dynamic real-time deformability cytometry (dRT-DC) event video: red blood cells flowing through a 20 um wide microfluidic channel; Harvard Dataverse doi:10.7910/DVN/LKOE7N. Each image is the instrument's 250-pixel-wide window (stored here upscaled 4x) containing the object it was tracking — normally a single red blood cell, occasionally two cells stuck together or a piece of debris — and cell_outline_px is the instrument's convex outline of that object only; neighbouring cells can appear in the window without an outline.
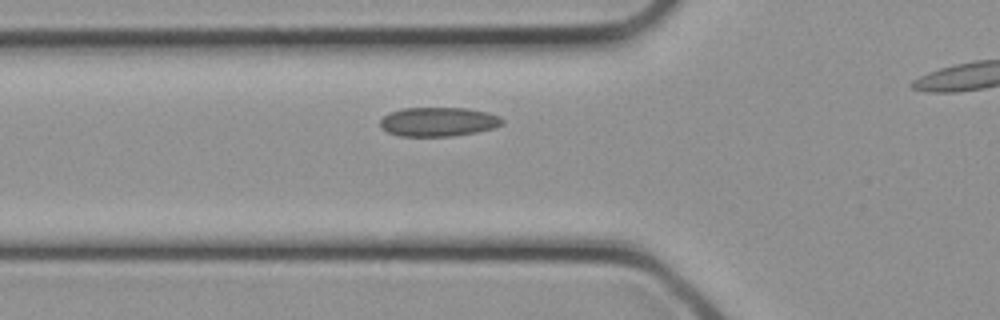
{"species": "common noctule bat (a hibernating species)", "species_latin": "Nyctalus noctula", "temperature_condition": "cold", "stored_images_in_passage": 18, "camera_frame_rate_fps": 3000, "um_per_image_px": 0.085, "animal": {"sex": "female", "body_mass_g": 21.9}, "frame": {"image": 1, "passage_image": 7, "time_ms": 2.0, "image_size_px": [1000, 320], "cell_outline_px": [[504, 124], [492, 128], [476, 132], [456, 136], [400, 136], [388, 132], [380, 128], [380, 120], [388, 112], [404, 108], [468, 108], [500, 116], [504, 120]], "centroid_in_image_um": [37.24, 10.35], "position_along_channel_um": 88.6, "area_um2": 20.81}}
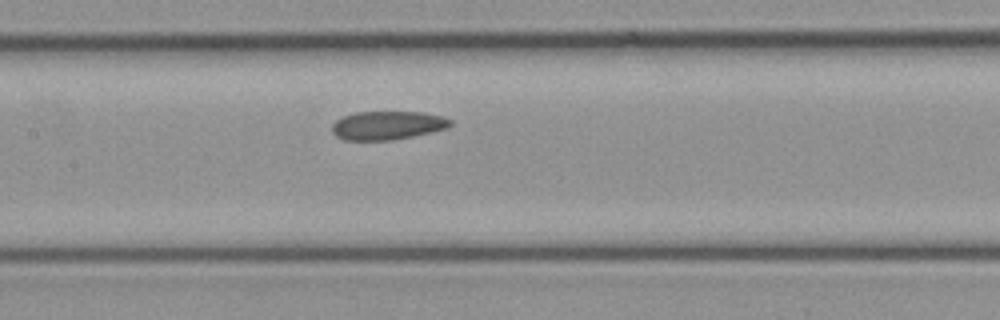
{"frame": {"image": 2, "passage_image": 11, "time_ms": 3.333, "image_size_px": [1000, 320], "cell_outline_px": [[452, 124], [448, 128], [432, 132], [392, 140], [344, 140], [336, 136], [332, 132], [332, 124], [336, 120], [344, 116], [356, 112], [424, 112], [444, 116], [452, 120]], "centroid_in_image_um": [32.96, 10.65], "position_along_channel_um": 174.4, "area_um2": 19.83}}
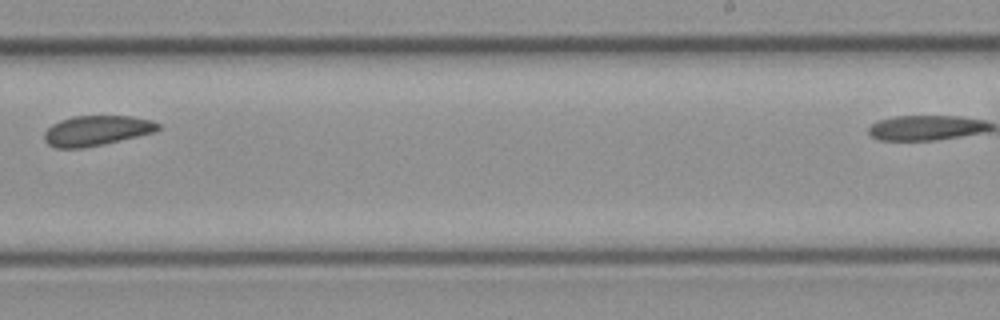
{"frame": {"image": 3, "passage_image": 16, "time_ms": 5.0, "image_size_px": [1000, 320], "cell_outline_px": [[160, 128], [156, 132], [104, 144], [84, 148], [56, 148], [48, 144], [44, 140], [44, 132], [52, 124], [60, 120], [72, 116], [132, 116], [152, 120], [160, 124]], "centroid_in_image_um": [8.21, 11.1], "position_along_channel_um": 280.8, "area_um2": 20.11}}